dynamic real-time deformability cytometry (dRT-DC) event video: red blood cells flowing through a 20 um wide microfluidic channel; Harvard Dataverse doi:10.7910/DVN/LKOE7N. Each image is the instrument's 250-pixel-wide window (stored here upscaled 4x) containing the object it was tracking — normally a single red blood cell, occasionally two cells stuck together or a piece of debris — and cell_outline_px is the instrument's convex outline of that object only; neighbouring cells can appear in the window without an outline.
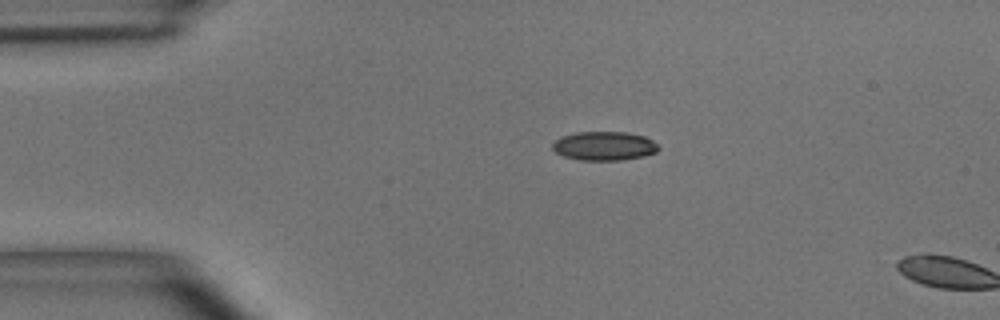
{"species": "common noctule bat (a hibernating species)", "species_latin": "Nyctalus noctula", "temperature_condition": "room temperature", "stored_images_in_passage": 2, "camera_frame_rate_fps": 3000, "um_per_image_px": 0.085, "animal": {"sex": "male", "body_mass_g": 15.6}, "frame": {"image": 1, "passage_image": 1, "time_ms": 0.0, "image_size_px": [1000, 320], "cell_outline_px": [[660, 148], [656, 152], [644, 156], [620, 160], [580, 160], [564, 156], [556, 152], [552, 148], [552, 144], [560, 136], [576, 132], [624, 132], [644, 136], [660, 144]], "centroid_in_image_um": [51.37, 12.4], "position_along_channel_um": 33.6, "area_um2": 17.92}}